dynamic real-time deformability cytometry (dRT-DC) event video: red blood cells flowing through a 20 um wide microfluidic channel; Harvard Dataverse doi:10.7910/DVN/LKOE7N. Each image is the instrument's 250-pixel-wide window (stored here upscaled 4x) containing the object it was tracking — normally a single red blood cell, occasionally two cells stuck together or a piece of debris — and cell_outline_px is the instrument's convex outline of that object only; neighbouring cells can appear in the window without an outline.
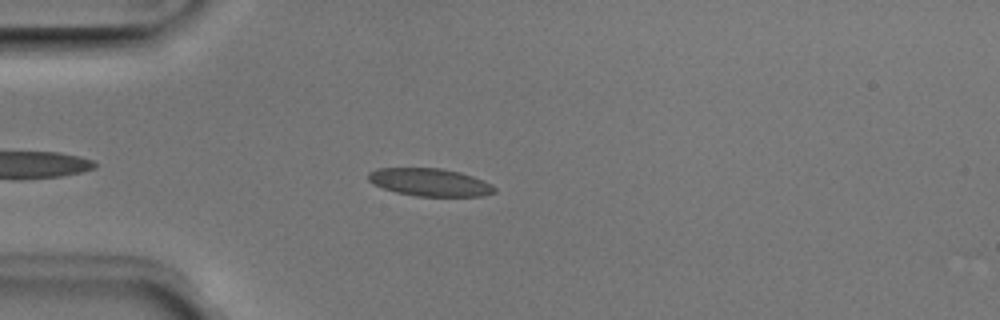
{"species": "Egyptian fruit bat (a non-hibernating species)", "species_latin": "Rousettus aegyptiacus", "temperature_condition": "room temperature", "stored_images_in_passage": 41, "camera_frame_rate_fps": 3000, "um_per_image_px": 0.085, "animal": {"sex": "male"}, "frame": {"image": 1, "passage_image": 6, "time_ms": 1.667, "image_size_px": [1000, 320], "cell_outline_px": [[496, 192], [480, 196], [416, 196], [396, 192], [372, 184], [368, 180], [368, 172], [376, 168], [440, 168], [460, 172], [472, 176], [492, 184], [496, 188]], "centroid_in_image_um": [36.52, 15.49], "position_along_channel_um": 48.5, "area_um2": 20.4}}
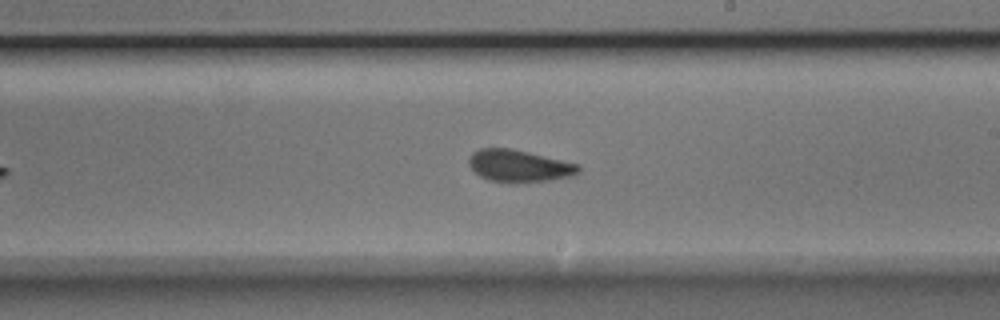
{"frame": {"image": 2, "passage_image": 22, "time_ms": 7.0, "image_size_px": [1000, 320], "cell_outline_px": [[580, 172], [572, 176], [548, 180], [516, 184], [488, 180], [480, 176], [468, 164], [468, 156], [472, 152], [480, 148], [508, 148], [528, 152], [580, 164]], "centroid_in_image_um": [44.11, 14.11], "position_along_channel_um": 244.9, "area_um2": 20.75}}
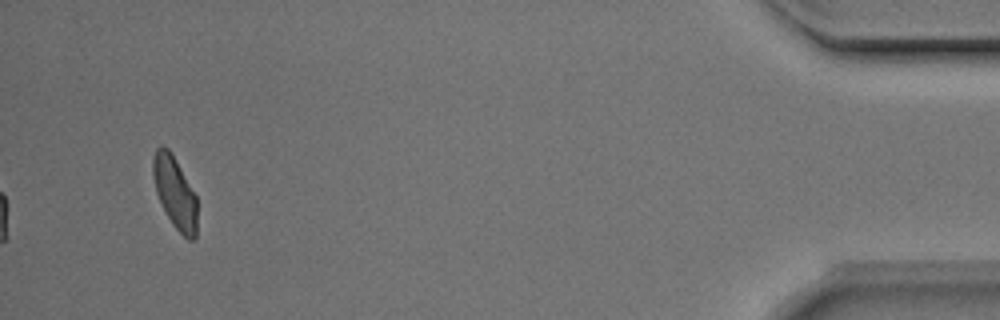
{"frame": {"image": 3, "passage_image": 41, "time_ms": 13.333, "image_size_px": [1000, 320], "cell_outline_px": [[196, 236], [192, 240], [188, 240], [172, 224], [156, 192], [152, 172], [152, 160], [156, 148], [160, 144], [168, 148], [172, 152], [196, 196]], "centroid_in_image_um": [14.85, 16.31], "position_along_channel_um": 420.4, "area_um2": 18.32}, "authors_computed_cell_mechanics": {"area_um2": 20.1722, "velocity_mm_per_s": 3.9624, "shape_relaxation_time_tau1_ms": 4.0042, "shape_relaxation_time_tau2_ms": 1.2588, "deformation_change_tau1": 0.141, "deformation_change_tau2": 0.089}}